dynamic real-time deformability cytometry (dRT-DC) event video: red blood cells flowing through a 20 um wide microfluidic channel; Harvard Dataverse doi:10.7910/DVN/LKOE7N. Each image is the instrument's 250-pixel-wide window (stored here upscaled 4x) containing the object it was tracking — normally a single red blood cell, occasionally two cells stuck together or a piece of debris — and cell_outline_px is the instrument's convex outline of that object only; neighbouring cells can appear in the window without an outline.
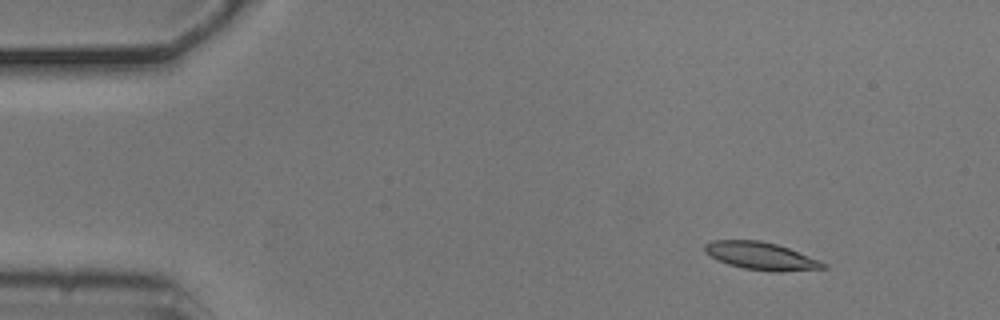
{"species": "common noctule bat (a hibernating species)", "species_latin": "Nyctalus noctula", "temperature_condition": "cold", "stored_images_in_passage": 4, "camera_frame_rate_fps": 3000, "um_per_image_px": 0.085, "animal": {"sex": "male", "body_mass_g": 20.5, "forearm_length_mm": 52.5}, "frame": {"image": 1, "passage_image": 1, "time_ms": 0.0, "image_size_px": [1000, 320], "cell_outline_px": [[828, 268], [780, 272], [776, 272], [744, 268], [728, 264], [704, 252], [704, 244], [712, 240], [760, 240], [776, 244], [788, 248], [820, 260], [828, 264]], "centroid_in_image_um": [64.72, 21.76], "position_along_channel_um": 20.3, "area_um2": 19.02}}
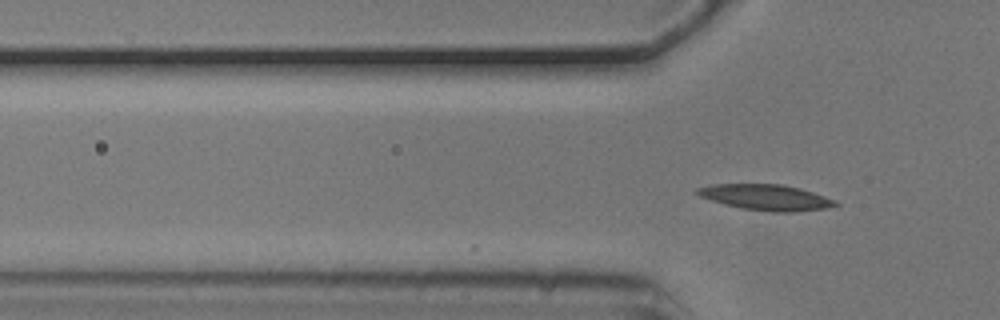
{"frame": {"image": 2, "passage_image": 4, "time_ms": 1.0, "image_size_px": [1000, 320], "cell_outline_px": [[840, 204], [828, 208], [792, 212], [772, 212], [740, 208], [724, 204], [700, 196], [696, 192], [696, 188], [712, 184], [780, 184], [800, 188], [836, 200]], "centroid_in_image_um": [65.12, 16.77], "position_along_channel_um": 60.7, "area_um2": 20.69}}